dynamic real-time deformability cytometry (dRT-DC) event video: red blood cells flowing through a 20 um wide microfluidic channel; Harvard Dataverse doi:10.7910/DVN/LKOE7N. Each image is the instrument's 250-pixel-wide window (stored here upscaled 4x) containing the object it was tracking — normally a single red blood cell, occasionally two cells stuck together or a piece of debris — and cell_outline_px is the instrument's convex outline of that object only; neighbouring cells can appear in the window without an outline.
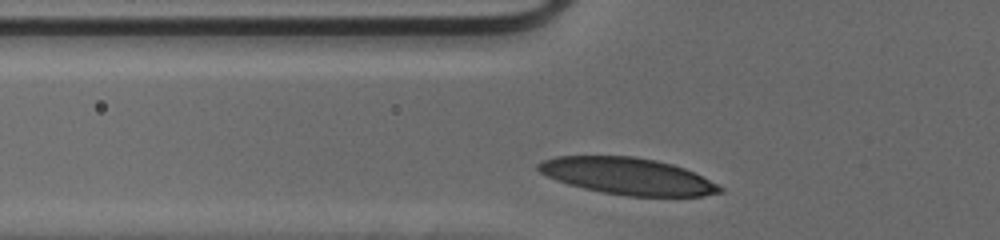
{"species": "human", "species_latin": "Homo sapiens", "temperature_condition": "cold", "stored_images_in_passage": 24, "camera_frame_rate_fps": 3000, "um_per_image_px": 0.085, "donor": {"sex": "male"}, "frame": {"image": 1, "passage_image": 2, "time_ms": 0.333, "image_size_px": [1000, 240], "cell_outline_px": [[724, 192], [700, 196], [628, 196], [604, 192], [584, 188], [568, 184], [556, 180], [540, 172], [536, 168], [536, 164], [544, 160], [556, 156], [632, 156], [656, 160], [672, 164], [684, 168], [724, 188]], "centroid_in_image_um": [53.32, 14.97], "position_along_channel_um": 72.5, "area_um2": 38.55}}
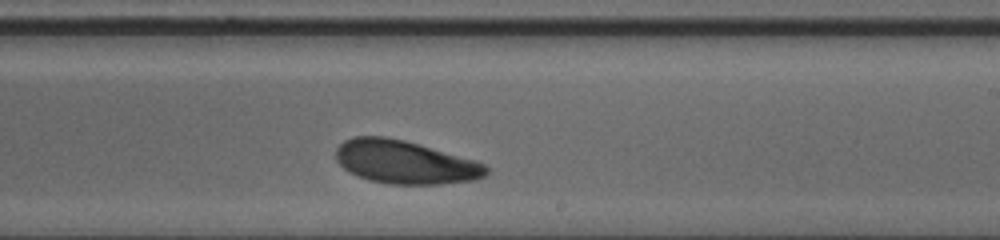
{"frame": {"image": 2, "passage_image": 15, "time_ms": 4.667, "image_size_px": [1000, 240], "cell_outline_px": [[488, 172], [484, 176], [476, 180], [440, 184], [388, 184], [368, 180], [356, 176], [348, 172], [336, 160], [336, 148], [344, 140], [352, 136], [384, 136], [404, 140], [476, 160], [484, 164], [488, 168]], "centroid_in_image_um": [34.4, 13.78], "position_along_channel_um": 254.6, "area_um2": 38.09}}
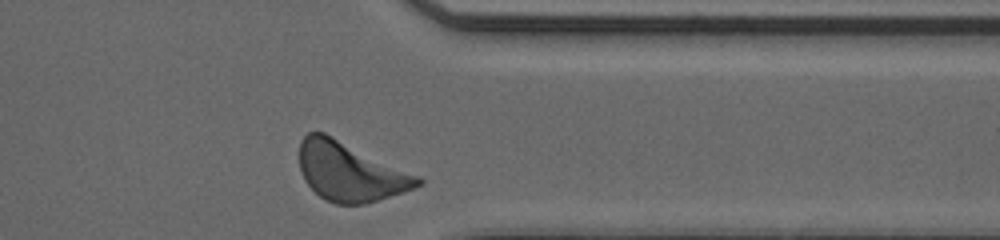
{"frame": {"image": 3, "passage_image": 24, "time_ms": 7.667, "image_size_px": [1000, 240], "cell_outline_px": [[424, 184], [416, 188], [364, 204], [336, 204], [324, 200], [304, 180], [300, 172], [300, 140], [308, 132], [324, 132], [420, 176], [424, 180]], "centroid_in_image_um": [29.77, 14.59], "position_along_channel_um": 381.6, "area_um2": 40.63}}